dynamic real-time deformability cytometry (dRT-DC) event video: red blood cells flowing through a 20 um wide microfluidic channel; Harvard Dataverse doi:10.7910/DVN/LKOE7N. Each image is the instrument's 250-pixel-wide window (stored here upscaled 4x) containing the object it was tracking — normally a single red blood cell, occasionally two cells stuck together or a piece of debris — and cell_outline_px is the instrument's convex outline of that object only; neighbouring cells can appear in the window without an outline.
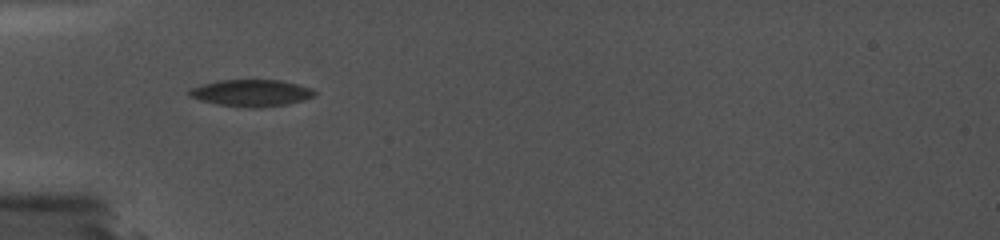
{"species": "common noctule bat (a hibernating species)", "species_latin": "Nyctalus noctula", "temperature_condition": "cold", "stored_images_in_passage": 27, "camera_frame_rate_fps": 5000, "um_per_image_px": 0.085, "animal": {"sex": "female", "body_mass_g": 19.0, "forearm_length_mm": 56.7}, "frame": {"image": 1, "passage_image": 4, "time_ms": 2.0, "image_size_px": [1000, 240], "cell_outline_px": [[316, 96], [304, 100], [288, 104], [256, 108], [248, 108], [216, 104], [200, 100], [188, 96], [188, 88], [220, 80], [280, 80], [312, 88], [316, 92]], "centroid_in_image_um": [21.36, 7.91], "position_along_channel_um": 63.6, "area_um2": 19.71}}
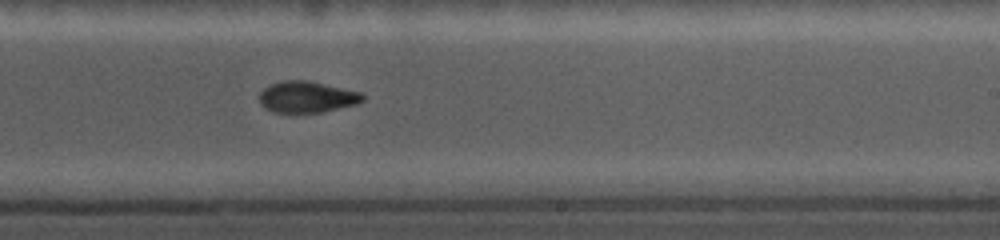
{"frame": {"image": 2, "passage_image": 14, "time_ms": 7.4, "image_size_px": [1000, 240], "cell_outline_px": [[364, 100], [356, 104], [320, 112], [272, 112], [264, 108], [260, 104], [260, 92], [264, 88], [272, 84], [284, 80], [308, 80], [360, 92], [364, 96]], "centroid_in_image_um": [26.06, 8.24], "position_along_channel_um": 262.9, "area_um2": 18.67}}
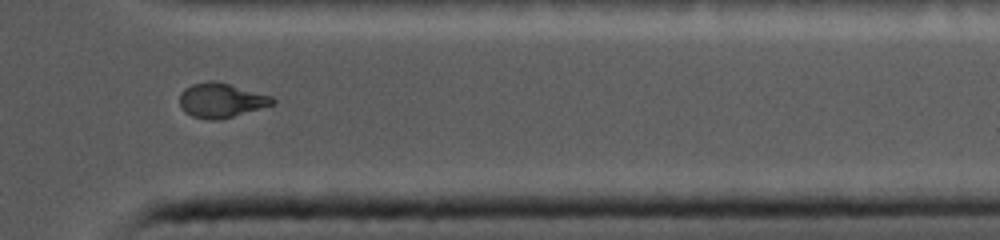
{"frame": {"image": 3, "passage_image": 22, "time_ms": 10.8, "image_size_px": [1000, 240], "cell_outline_px": [[276, 104], [232, 116], [216, 120], [212, 120], [192, 116], [184, 112], [180, 108], [180, 92], [184, 88], [192, 84], [212, 80], [228, 84], [272, 96], [276, 100]], "centroid_in_image_um": [18.78, 8.53], "position_along_channel_um": 392.6, "area_um2": 18.55}}